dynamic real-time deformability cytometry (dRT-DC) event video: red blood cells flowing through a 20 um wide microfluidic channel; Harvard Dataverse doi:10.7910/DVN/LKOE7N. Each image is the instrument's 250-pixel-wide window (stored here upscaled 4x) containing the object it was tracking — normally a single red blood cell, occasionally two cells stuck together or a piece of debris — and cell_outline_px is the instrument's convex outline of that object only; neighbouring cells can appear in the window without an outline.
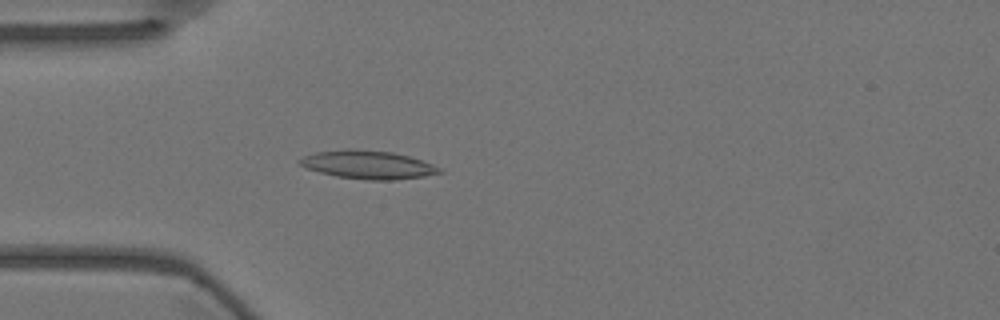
{"species": "Egyptian fruit bat (a non-hibernating species)", "species_latin": "Rousettus aegyptiacus", "temperature_condition": "warm", "stored_images_in_passage": 56, "camera_frame_rate_fps": 3000, "um_per_image_px": 0.085, "animal": {"sex": "female"}, "frame": {"image": 1, "passage_image": 16, "time_ms": 5.0, "image_size_px": [1000, 320], "cell_outline_px": [[444, 172], [424, 176], [396, 180], [364, 180], [336, 176], [304, 168], [296, 160], [304, 156], [316, 152], [344, 148], [356, 148], [392, 152], [408, 156], [444, 168]], "centroid_in_image_um": [31.26, 13.99], "position_along_channel_um": 53.7, "area_um2": 23.41}}
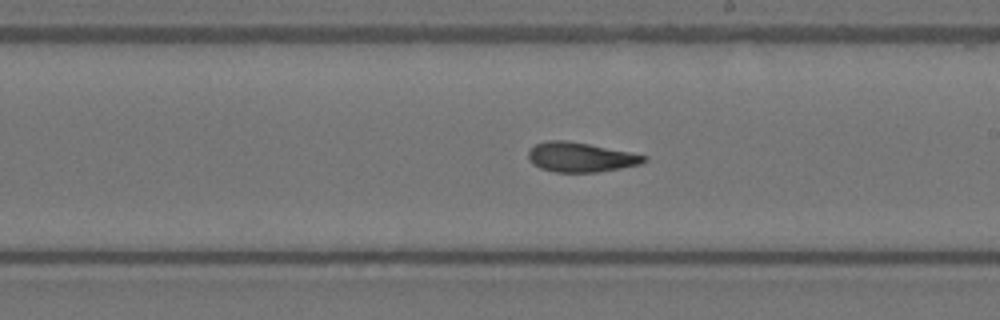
{"frame": {"image": 2, "passage_image": 32, "time_ms": 10.333, "image_size_px": [1000, 320], "cell_outline_px": [[648, 160], [640, 164], [620, 168], [596, 172], [556, 172], [540, 168], [532, 164], [528, 156], [528, 148], [536, 144], [548, 140], [568, 140], [648, 156]], "centroid_in_image_um": [49.31, 13.36], "position_along_channel_um": 239.7, "area_um2": 19.88}}
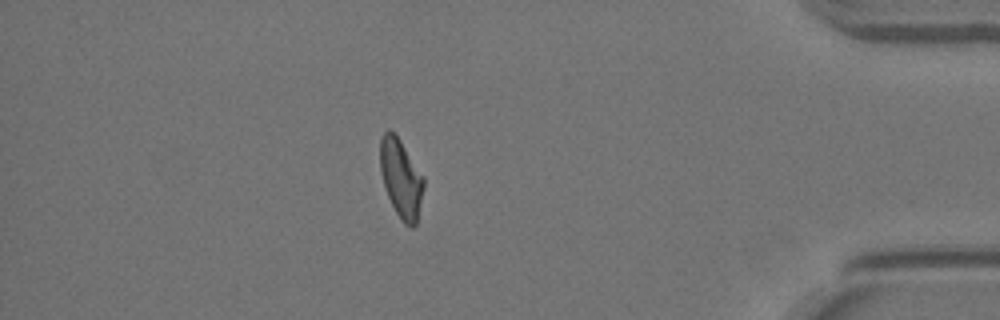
{"frame": {"image": 3, "passage_image": 49, "time_ms": 16.0, "image_size_px": [1000, 320], "cell_outline_px": [[424, 188], [416, 224], [412, 228], [404, 224], [396, 212], [388, 196], [380, 172], [380, 136], [388, 128], [400, 140], [424, 176]], "centroid_in_image_um": [34.09, 15.15], "position_along_channel_um": 401.1, "area_um2": 19.88}, "authors_computed_cell_mechanics": {"area_um2": 20.4034, "velocity_mm_per_s": 3.5948, "shape_relaxation_time_tau1_ms": null, "shape_relaxation_time_tau2_ms": 4.1242, "deformation_change_tau1": null, "deformation_change_tau2": 0.1243}}